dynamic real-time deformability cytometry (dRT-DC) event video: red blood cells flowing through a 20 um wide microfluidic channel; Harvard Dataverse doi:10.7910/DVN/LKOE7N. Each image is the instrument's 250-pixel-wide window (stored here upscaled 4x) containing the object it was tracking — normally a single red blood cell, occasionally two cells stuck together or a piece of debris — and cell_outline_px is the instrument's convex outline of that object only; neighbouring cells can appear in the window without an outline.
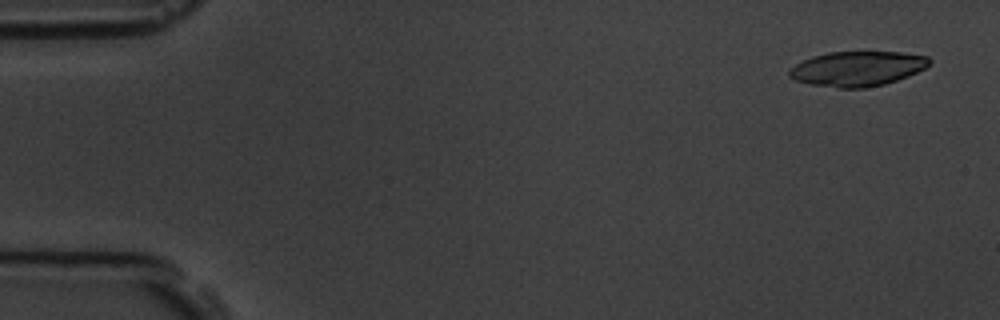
{"species": "common noctule bat (a hibernating species)", "species_latin": "Nyctalus noctula", "temperature_condition": "room temperature", "stored_images_in_passage": 8, "camera_frame_rate_fps": 3000, "um_per_image_px": 0.085, "animal": {"sex": "male", "body_mass_g": 19.5, "forearm_length_mm": 54.6}, "frame": {"image": 1, "passage_image": 1, "time_ms": 0.0, "image_size_px": [1000, 320], "cell_outline_px": [[932, 64], [908, 76], [884, 84], [864, 88], [840, 88], [812, 84], [796, 80], [788, 76], [788, 68], [812, 56], [828, 52], [900, 52], [928, 56], [932, 60]], "centroid_in_image_um": [72.88, 5.83], "position_along_channel_um": 12.1, "area_um2": 28.44}}